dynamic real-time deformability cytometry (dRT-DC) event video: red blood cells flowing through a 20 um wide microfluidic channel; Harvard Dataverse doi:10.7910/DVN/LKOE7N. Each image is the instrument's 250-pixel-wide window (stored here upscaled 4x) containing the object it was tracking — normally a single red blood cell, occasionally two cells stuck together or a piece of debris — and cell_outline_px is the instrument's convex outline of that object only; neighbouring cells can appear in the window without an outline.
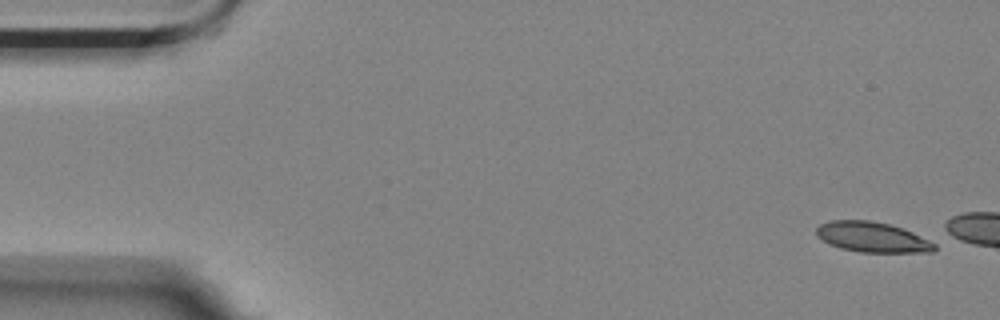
{"species": "Egyptian fruit bat (a non-hibernating species)", "species_latin": "Rousettus aegyptiacus", "temperature_condition": "room temperature", "stored_images_in_passage": 9, "camera_frame_rate_fps": 3000, "um_per_image_px": 0.085, "animal": {"sex": "female"}, "frame": {"image": 1, "passage_image": 1, "time_ms": 0.0, "image_size_px": [1000, 320], "cell_outline_px": [[936, 248], [932, 252], [860, 252], [840, 248], [828, 244], [816, 236], [816, 228], [820, 224], [828, 220], [868, 220], [888, 224], [904, 228], [936, 240]], "centroid_in_image_um": [74.2, 20.15], "position_along_channel_um": 10.8, "area_um2": 21.33}}
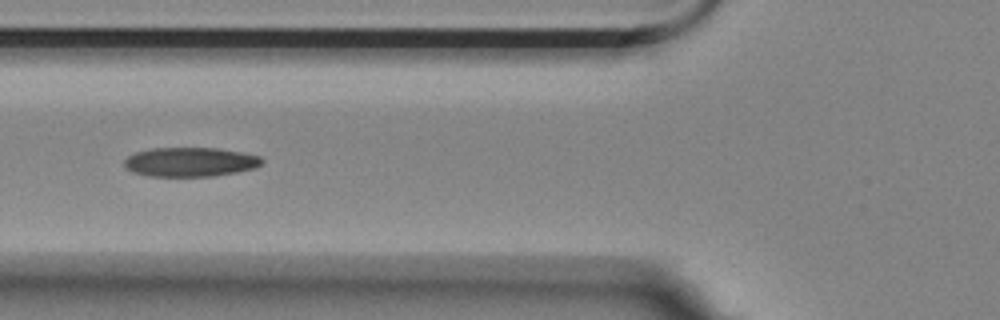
{"frame": {"image": 2, "passage_image": 7, "time_ms": 2.0, "image_size_px": [1000, 320], "cell_outline_px": [[264, 160], [260, 164], [252, 168], [236, 172], [212, 176], [148, 176], [132, 172], [124, 168], [124, 160], [128, 156], [136, 152], [152, 148], [216, 148], [244, 152], [260, 156]], "centroid_in_image_um": [16.14, 13.76], "position_along_channel_um": 109.7, "area_um2": 23.47}}
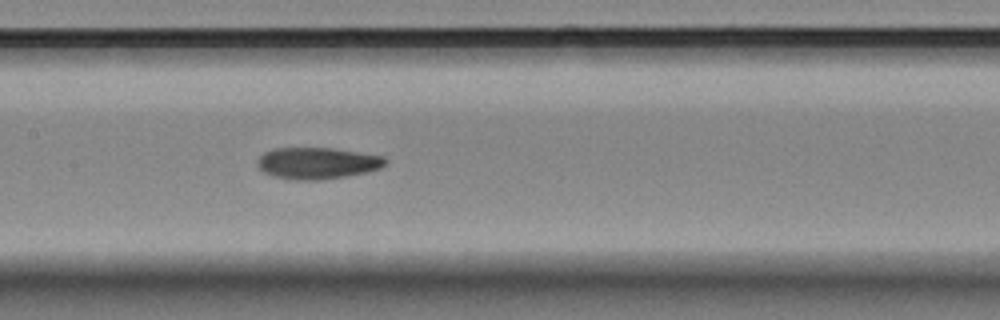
{"frame": {"image": 3, "passage_image": 9, "time_ms": 2.667, "image_size_px": [1000, 320], "cell_outline_px": [[388, 164], [380, 168], [368, 172], [320, 180], [296, 180], [272, 176], [264, 172], [256, 164], [256, 160], [264, 152], [272, 148], [332, 148], [384, 156], [388, 160]], "centroid_in_image_um": [26.97, 13.86], "position_along_channel_um": 180.4, "area_um2": 23.7}}